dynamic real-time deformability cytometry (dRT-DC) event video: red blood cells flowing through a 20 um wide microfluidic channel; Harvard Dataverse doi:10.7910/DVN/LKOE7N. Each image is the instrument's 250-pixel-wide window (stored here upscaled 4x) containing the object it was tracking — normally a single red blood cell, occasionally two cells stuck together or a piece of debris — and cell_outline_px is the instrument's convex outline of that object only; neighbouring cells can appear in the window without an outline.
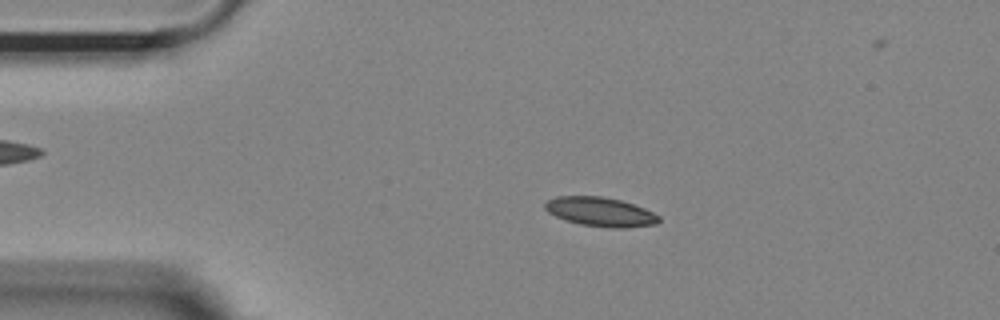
{"species": "Egyptian fruit bat (a non-hibernating species)", "species_latin": "Rousettus aegyptiacus", "temperature_condition": "room temperature", "stored_images_in_passage": 42, "camera_frame_rate_fps": 3000, "um_per_image_px": 0.085, "animal": {"sex": "female"}, "frame": {"image": 1, "passage_image": 10, "time_ms": 3.0, "image_size_px": [1000, 320], "cell_outline_px": [[660, 220], [656, 224], [624, 228], [612, 228], [580, 224], [564, 220], [548, 212], [544, 208], [544, 204], [548, 200], [556, 196], [604, 196], [620, 200], [644, 208], [660, 216]], "centroid_in_image_um": [51.02, 18.0], "position_along_channel_um": 34.0, "area_um2": 19.36}}
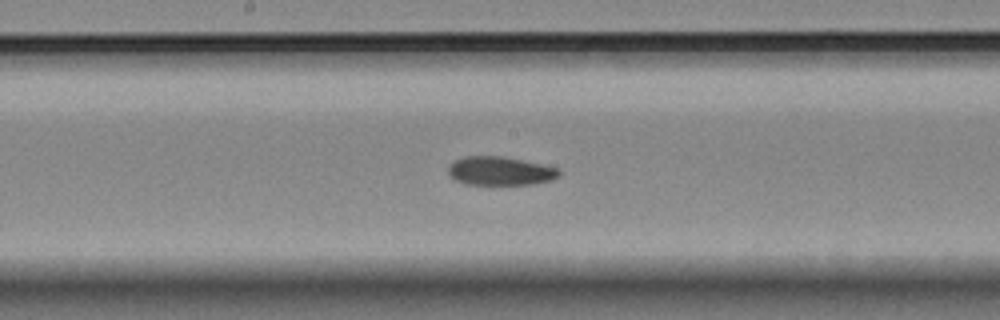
{"frame": {"image": 2, "passage_image": 27, "time_ms": 8.667, "image_size_px": [1000, 320], "cell_outline_px": [[560, 176], [552, 180], [532, 184], [464, 184], [456, 180], [448, 172], [448, 164], [464, 156], [504, 156], [540, 164], [556, 168], [560, 172]], "centroid_in_image_um": [42.49, 14.53], "position_along_channel_um": 205.7, "area_um2": 18.38}}
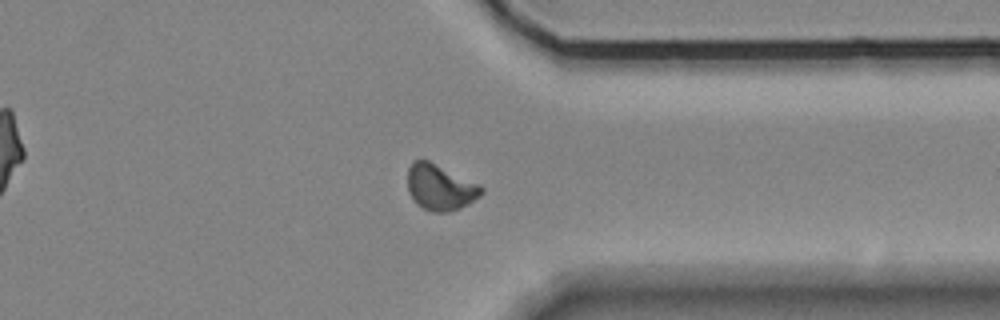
{"frame": {"image": 3, "passage_image": 41, "time_ms": 13.333, "image_size_px": [1000, 320], "cell_outline_px": [[484, 192], [480, 196], [468, 204], [460, 208], [448, 212], [432, 212], [416, 204], [408, 192], [408, 168], [412, 160], [428, 160], [480, 184], [484, 188]], "centroid_in_image_um": [37.42, 15.92], "position_along_channel_um": 374.0, "area_um2": 19.83}, "authors_computed_cell_mechanics": {"area_um2": 19.1029, "velocity_mm_per_s": 3.6697, "shape_relaxation_time_tau1_ms": 8.035, "shape_relaxation_time_tau2_ms": 3.6996, "deformation_change_tau1": 0.1873, "deformation_change_tau2": 0.0839}}